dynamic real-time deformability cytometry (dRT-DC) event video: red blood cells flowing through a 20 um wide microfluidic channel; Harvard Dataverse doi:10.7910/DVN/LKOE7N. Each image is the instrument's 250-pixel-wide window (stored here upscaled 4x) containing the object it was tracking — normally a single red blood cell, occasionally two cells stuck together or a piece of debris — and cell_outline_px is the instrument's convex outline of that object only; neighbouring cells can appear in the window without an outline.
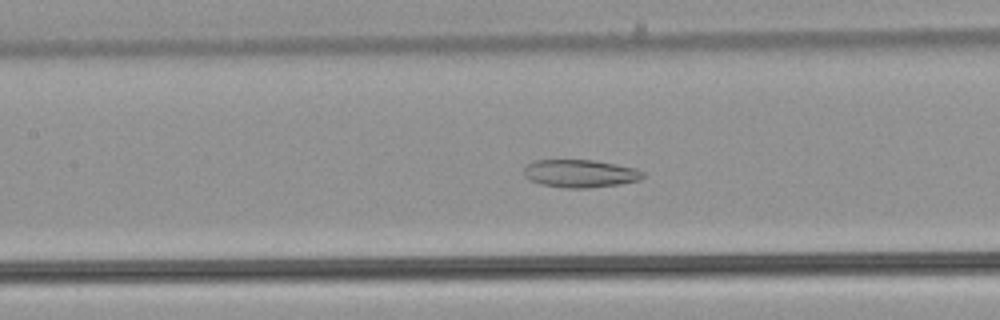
{"species": "common noctule bat (a hibernating species)", "species_latin": "Nyctalus noctula", "temperature_condition": "warm", "stored_images_in_passage": 53, "camera_frame_rate_fps": 3000, "um_per_image_px": 0.085, "animal": {"sex": "male", "body_mass_g": 21.5, "forearm_length_mm": 52.0}, "frame": {"image": 1, "passage_image": 25, "time_ms": 8.0, "image_size_px": [1000, 320], "cell_outline_px": [[648, 176], [640, 180], [620, 184], [588, 188], [564, 188], [540, 184], [528, 180], [524, 176], [524, 168], [528, 164], [536, 160], [592, 160], [616, 164], [636, 168], [644, 172]], "centroid_in_image_um": [49.34, 14.76], "position_along_channel_um": 158.1, "area_um2": 19.54}}
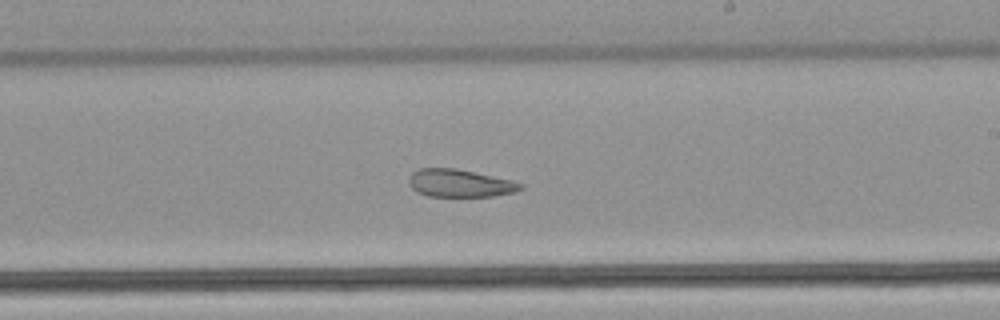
{"frame": {"image": 2, "passage_image": 32, "time_ms": 10.333, "image_size_px": [1000, 320], "cell_outline_px": [[524, 188], [516, 192], [492, 196], [428, 196], [416, 192], [408, 184], [408, 180], [412, 172], [420, 168], [456, 168], [512, 180], [524, 184]], "centroid_in_image_um": [39.09, 15.57], "position_along_channel_um": 249.9, "area_um2": 18.15}}
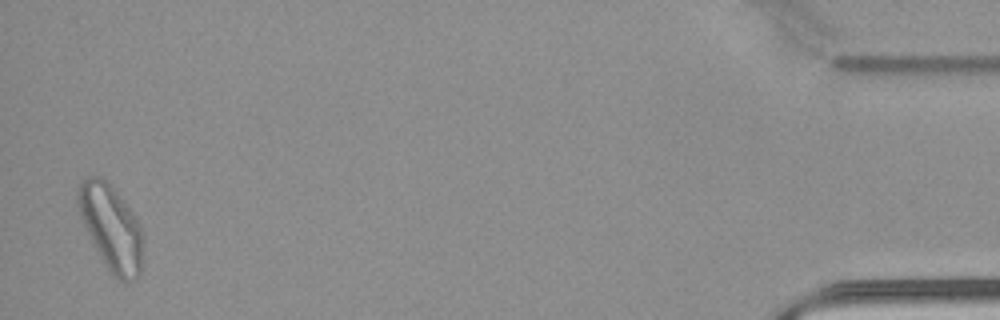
{"frame": {"image": 3, "passage_image": 52, "time_ms": 17.0, "image_size_px": [1000, 320], "cell_outline_px": [[144, 248], [140, 272], [136, 276], [128, 280], [120, 280], [112, 276], [100, 256], [80, 216], [76, 204], [76, 192], [80, 184], [88, 176], [104, 176], [112, 184], [132, 212], [140, 224], [144, 236]], "centroid_in_image_um": [9.46, 19.29], "position_along_channel_um": 425.7, "area_um2": 32.54}, "authors_computed_cell_mechanics": {"area_um2": 26.588, "velocity_mm_per_s": 3.9483, "shape_relaxation_time_tau1_ms": null, "shape_relaxation_time_tau2_ms": 4.8442, "deformation_change_tau1": null, "deformation_change_tau2": 0.1301}}